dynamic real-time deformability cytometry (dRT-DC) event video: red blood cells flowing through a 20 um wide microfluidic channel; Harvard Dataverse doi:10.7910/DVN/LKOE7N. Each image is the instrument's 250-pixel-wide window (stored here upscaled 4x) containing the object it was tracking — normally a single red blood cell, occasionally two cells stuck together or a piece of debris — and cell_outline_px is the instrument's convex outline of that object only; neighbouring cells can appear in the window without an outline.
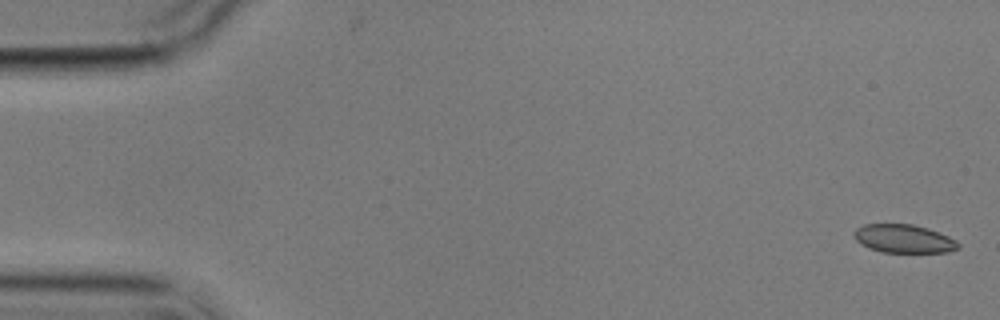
{"species": "common noctule bat (a hibernating species)", "species_latin": "Nyctalus noctula", "temperature_condition": "cold", "stored_images_in_passage": 5, "camera_frame_rate_fps": 3000, "um_per_image_px": 0.085, "animal": {"sex": "male", "body_mass_g": 17.9}, "frame": {"image": 1, "passage_image": 1, "time_ms": 0.0, "image_size_px": [1000, 320], "cell_outline_px": [[960, 248], [948, 252], [884, 252], [868, 248], [860, 244], [852, 236], [852, 232], [856, 228], [864, 224], [912, 224], [928, 228], [948, 236], [956, 240], [960, 244]], "centroid_in_image_um": [76.79, 20.29], "position_along_channel_um": 8.2, "area_um2": 17.4}}
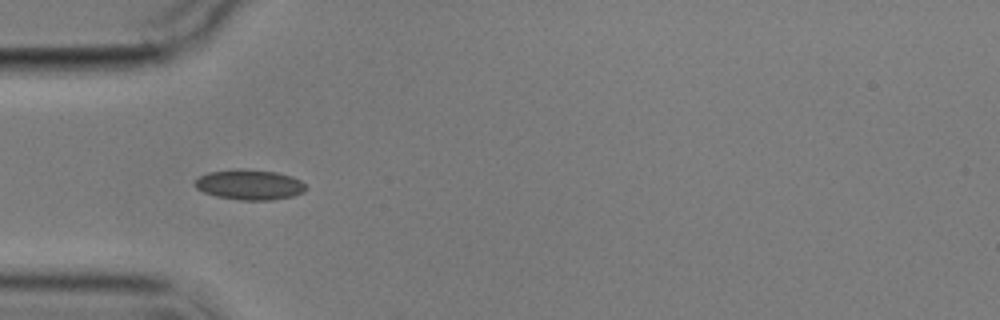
{"frame": {"image": 2, "passage_image": 5, "time_ms": 5.333, "image_size_px": [1000, 320], "cell_outline_px": [[308, 188], [304, 192], [292, 196], [272, 200], [240, 200], [216, 196], [204, 192], [196, 188], [192, 184], [200, 176], [208, 172], [240, 168], [244, 168], [276, 172], [292, 176], [300, 180]], "centroid_in_image_um": [21.21, 15.69], "position_along_channel_um": 63.8, "area_um2": 19.71}}